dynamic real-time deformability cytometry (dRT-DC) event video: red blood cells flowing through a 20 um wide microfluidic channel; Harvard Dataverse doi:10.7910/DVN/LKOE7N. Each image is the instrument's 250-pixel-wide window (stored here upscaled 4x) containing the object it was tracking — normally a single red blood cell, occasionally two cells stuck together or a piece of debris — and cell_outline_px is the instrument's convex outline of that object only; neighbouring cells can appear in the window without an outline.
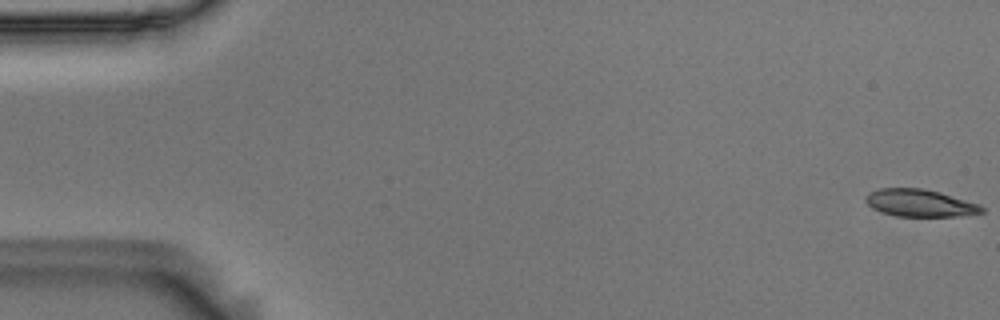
{"species": "Egyptian fruit bat (a non-hibernating species)", "species_latin": "Rousettus aegyptiacus", "temperature_condition": "room temperature", "stored_images_in_passage": 56, "camera_frame_rate_fps": 3000, "um_per_image_px": 0.085, "animal": {"sex": "male"}, "frame": {"image": 1, "passage_image": 1, "time_ms": 0.0, "image_size_px": [1000, 320], "cell_outline_px": [[984, 212], [960, 216], [896, 216], [872, 208], [864, 200], [864, 196], [868, 192], [876, 188], [924, 188], [940, 192], [980, 204], [984, 208]], "centroid_in_image_um": [78.17, 17.24], "position_along_channel_um": 6.8, "area_um2": 18.61}}
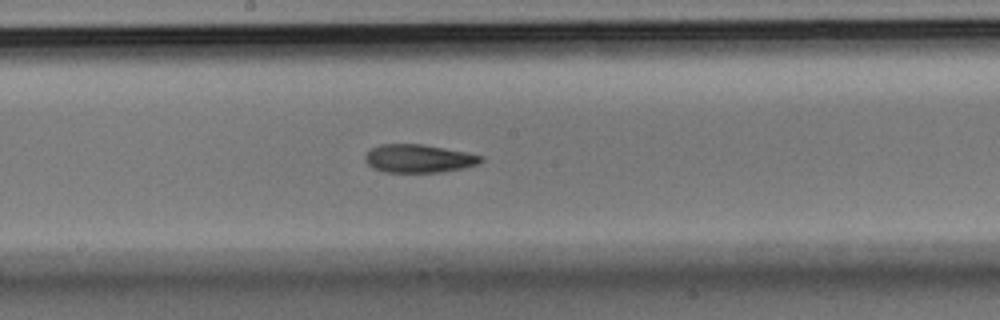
{"frame": {"image": 2, "passage_image": 30, "time_ms": 9.667, "image_size_px": [1000, 320], "cell_outline_px": [[484, 160], [476, 164], [464, 168], [444, 172], [384, 172], [372, 168], [364, 160], [364, 156], [372, 148], [380, 144], [424, 144], [484, 156]], "centroid_in_image_um": [35.58, 13.48], "position_along_channel_um": 212.6, "area_um2": 19.07}}
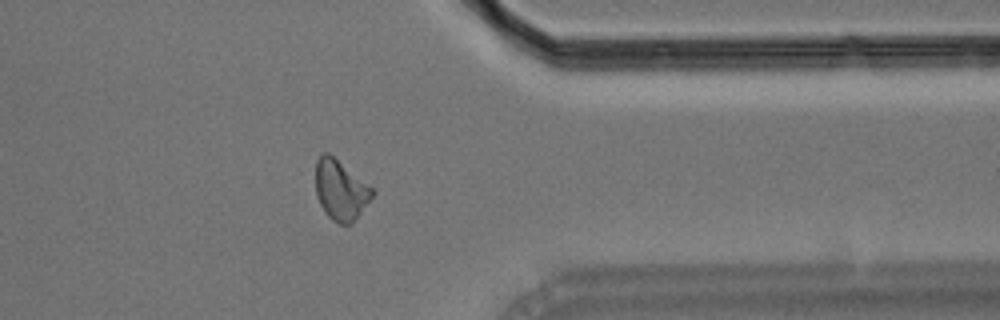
{"frame": {"image": 3, "passage_image": 45, "time_ms": 14.667, "image_size_px": [1000, 320], "cell_outline_px": [[376, 192], [352, 224], [340, 224], [332, 220], [324, 212], [320, 204], [316, 192], [316, 160], [324, 152], [328, 152], [372, 188]], "centroid_in_image_um": [28.94, 16.17], "position_along_channel_um": 382.5, "area_um2": 19.59}, "authors_computed_cell_mechanics": {"area_um2": 19.3919, "velocity_mm_per_s": 3.6047, "shape_relaxation_time_tau1_ms": 8.6213, "shape_relaxation_time_tau2_ms": 7.8274, "deformation_change_tau1": 0.2099, "deformation_change_tau2": 0.1319}}